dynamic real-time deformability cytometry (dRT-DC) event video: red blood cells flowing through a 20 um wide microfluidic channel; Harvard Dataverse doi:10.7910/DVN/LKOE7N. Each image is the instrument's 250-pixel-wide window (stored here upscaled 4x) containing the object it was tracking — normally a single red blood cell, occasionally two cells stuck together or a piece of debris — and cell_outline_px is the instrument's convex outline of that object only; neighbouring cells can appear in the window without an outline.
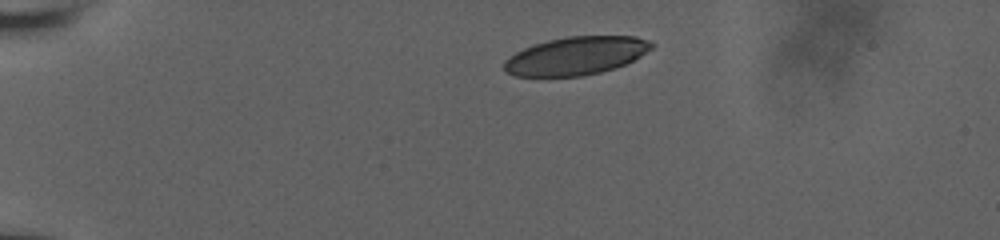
{"species": "human", "species_latin": "Homo sapiens", "temperature_condition": "room temperature", "stored_images_in_passage": 44, "camera_frame_rate_fps": 3000, "um_per_image_px": 0.085, "donor": {"sex": "male"}, "frame": {"image": 1, "passage_image": 1, "time_ms": 0.0, "image_size_px": [1000, 240], "cell_outline_px": [[656, 44], [652, 48], [640, 56], [624, 64], [600, 72], [580, 76], [512, 76], [504, 68], [504, 60], [508, 56], [524, 48], [548, 40], [568, 36], [636, 36], [648, 40]], "centroid_in_image_um": [48.95, 4.73], "position_along_channel_um": 36.0, "area_um2": 32.54}}
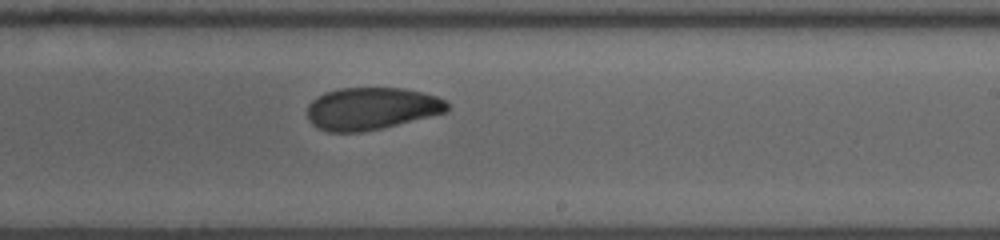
{"frame": {"image": 2, "passage_image": 24, "time_ms": 7.667, "image_size_px": [1000, 240], "cell_outline_px": [[448, 112], [380, 128], [360, 132], [328, 132], [316, 128], [308, 120], [308, 104], [316, 96], [324, 92], [340, 88], [404, 88], [424, 92], [448, 100]], "centroid_in_image_um": [31.56, 9.22], "position_along_channel_um": 257.4, "area_um2": 34.74}}
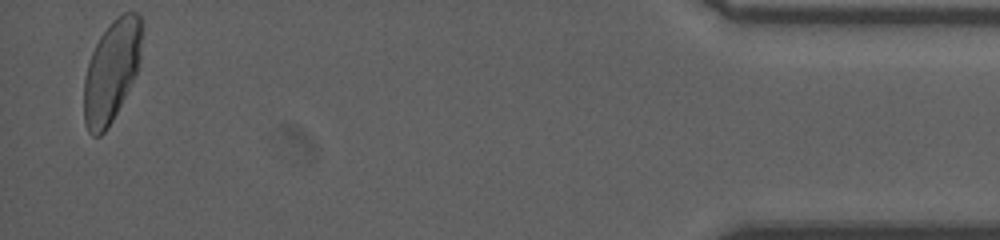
{"frame": {"image": 3, "passage_image": 43, "time_ms": 14.0, "image_size_px": [1000, 240], "cell_outline_px": [[144, 24], [140, 60], [136, 76], [108, 128], [100, 136], [92, 136], [88, 132], [84, 120], [84, 80], [88, 60], [100, 36], [112, 20], [116, 16], [124, 12], [136, 12], [144, 20]], "centroid_in_image_um": [9.51, 6.0], "position_along_channel_um": 425.7, "area_um2": 34.91}, "authors_computed_cell_mechanics": {"area_um2": 35.1424, "velocity_mm_per_s": 3.8148, "shape_relaxation_time_tau1_ms": 5.599, "shape_relaxation_time_tau2_ms": 2.7605, "deformation_change_tau1": 0.1467, "deformation_change_tau2": 0.0759}}